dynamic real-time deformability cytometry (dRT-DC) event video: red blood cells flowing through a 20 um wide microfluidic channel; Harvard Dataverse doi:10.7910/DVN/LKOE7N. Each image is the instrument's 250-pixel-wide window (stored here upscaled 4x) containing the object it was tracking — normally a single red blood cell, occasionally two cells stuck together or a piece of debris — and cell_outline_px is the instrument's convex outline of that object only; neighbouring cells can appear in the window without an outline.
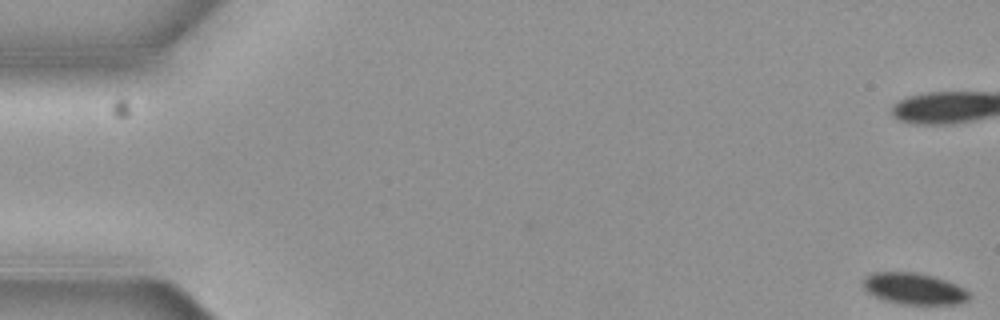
{"species": "common noctule bat (a hibernating species)", "species_latin": "Nyctalus noctula", "temperature_condition": "cold", "stored_images_in_passage": 5, "camera_frame_rate_fps": 3000, "um_per_image_px": 0.085, "animal": {"sex": "female", "body_mass_g": 19.3, "forearm_length_mm": 54.1}, "frame": {"image": 1, "passage_image": 1, "time_ms": 0.0, "image_size_px": [1000, 320], "cell_outline_px": [[972, 296], [968, 300], [960, 304], [900, 304], [884, 300], [872, 296], [864, 288], [860, 280], [864, 276], [872, 272], [916, 272], [932, 276], [956, 284], [964, 288]], "centroid_in_image_um": [77.65, 24.54], "position_along_channel_um": 7.4, "area_um2": 19.71}}